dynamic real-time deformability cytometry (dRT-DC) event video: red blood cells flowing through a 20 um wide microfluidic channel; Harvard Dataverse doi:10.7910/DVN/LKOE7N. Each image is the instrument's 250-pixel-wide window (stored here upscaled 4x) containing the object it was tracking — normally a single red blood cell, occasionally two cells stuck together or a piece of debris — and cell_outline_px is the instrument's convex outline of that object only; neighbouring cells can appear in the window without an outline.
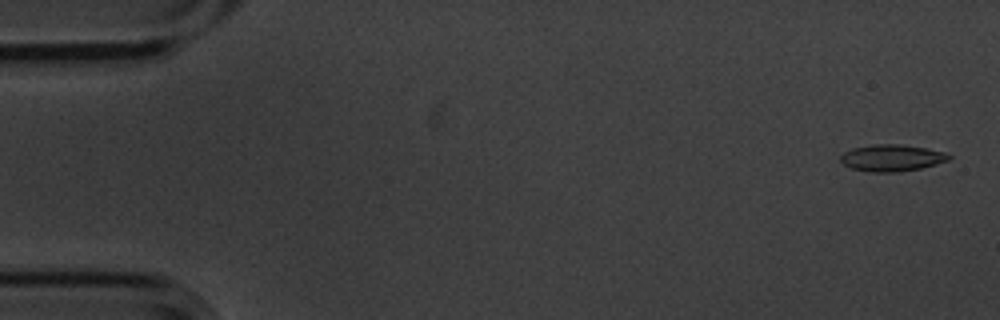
{"species": "common noctule bat (a hibernating species)", "species_latin": "Nyctalus noctula", "temperature_condition": "cold", "stored_images_in_passage": 6, "segment_of_instrument_passage": [2, 2], "camera_frame_rate_fps": 3000, "um_per_image_px": 0.085, "animal": {"sex": "male", "body_mass_g": 20.1, "forearm_length_mm": 53.5}, "frame": {"image": 1, "passage_image": 6, "time_ms": 1.667, "image_size_px": [1000, 320], "cell_outline_px": [[952, 156], [948, 160], [936, 164], [920, 168], [900, 172], [872, 172], [852, 168], [844, 164], [840, 160], [840, 156], [844, 152], [852, 148], [872, 144], [900, 144], [948, 152]], "centroid_in_image_um": [75.81, 13.41], "position_along_channel_um": 9.2, "area_um2": 16.88}}